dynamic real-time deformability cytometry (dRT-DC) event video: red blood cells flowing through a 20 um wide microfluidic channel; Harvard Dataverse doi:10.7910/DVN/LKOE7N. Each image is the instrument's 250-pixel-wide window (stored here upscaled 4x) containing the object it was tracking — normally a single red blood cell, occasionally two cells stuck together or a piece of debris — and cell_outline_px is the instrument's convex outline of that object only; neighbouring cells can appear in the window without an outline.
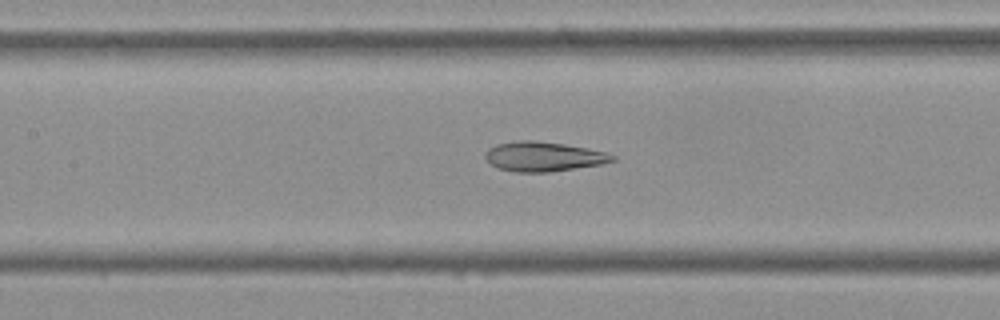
{"species": "Egyptian fruit bat (a non-hibernating species)", "species_latin": "Rousettus aegyptiacus", "temperature_condition": "cold", "stored_images_in_passage": 43, "camera_frame_rate_fps": 3000, "um_per_image_px": 0.085, "frame": {"image": 1, "passage_image": 24, "time_ms": 7.667, "image_size_px": [1000, 320], "cell_outline_px": [[616, 160], [600, 164], [548, 172], [516, 172], [500, 168], [492, 164], [484, 156], [484, 152], [488, 148], [496, 144], [516, 140], [536, 140], [564, 144], [588, 148], [604, 152], [616, 156]], "centroid_in_image_um": [46.17, 13.29], "position_along_channel_um": 161.2, "area_um2": 21.85}}
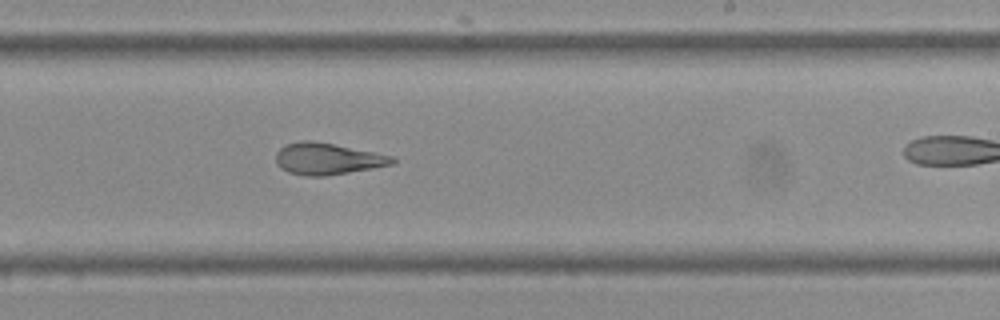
{"frame": {"image": 2, "passage_image": 32, "time_ms": 10.333, "image_size_px": [1000, 320], "cell_outline_px": [[396, 164], [324, 176], [304, 176], [288, 172], [280, 168], [276, 164], [276, 152], [280, 148], [288, 144], [300, 140], [312, 140], [396, 156]], "centroid_in_image_um": [27.85, 13.5], "position_along_channel_um": 261.2, "area_um2": 21.56}}
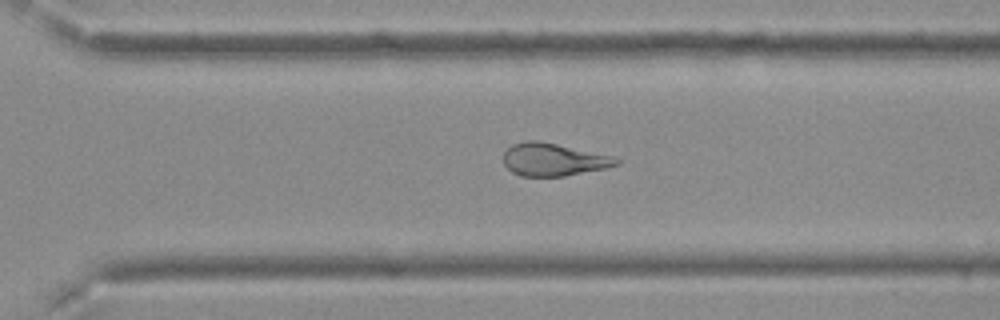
{"frame": {"image": 3, "passage_image": 37, "time_ms": 12.0, "image_size_px": [1000, 320], "cell_outline_px": [[620, 164], [604, 168], [564, 176], [520, 176], [512, 172], [504, 164], [504, 152], [512, 144], [524, 140], [540, 140], [612, 156], [620, 160]], "centroid_in_image_um": [47.01, 13.55], "position_along_channel_um": 323.6, "area_um2": 21.44}}